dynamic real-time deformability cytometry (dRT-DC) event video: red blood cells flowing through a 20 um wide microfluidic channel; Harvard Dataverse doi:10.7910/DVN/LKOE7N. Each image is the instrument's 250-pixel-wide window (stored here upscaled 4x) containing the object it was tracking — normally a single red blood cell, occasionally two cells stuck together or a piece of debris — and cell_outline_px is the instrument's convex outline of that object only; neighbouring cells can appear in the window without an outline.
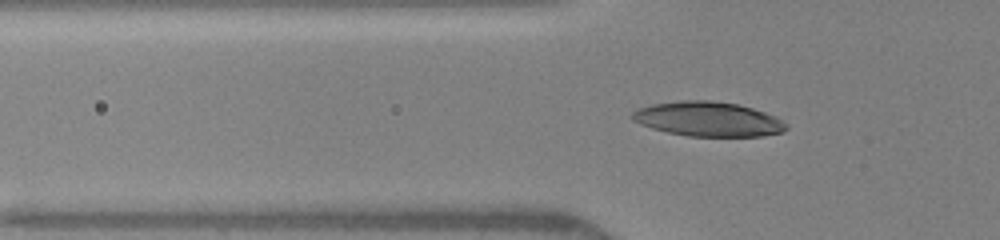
{"species": "human", "species_latin": "Homo sapiens", "temperature_condition": "warm", "stored_images_in_passage": 14, "camera_frame_rate_fps": 3000, "um_per_image_px": 0.085, "donor": {"sex": "female"}, "frame": {"image": 1, "passage_image": 8, "time_ms": 2.333, "image_size_px": [1000, 240], "cell_outline_px": [[788, 128], [784, 132], [764, 136], [688, 136], [668, 132], [652, 128], [640, 124], [632, 120], [628, 116], [632, 112], [640, 108], [652, 104], [680, 100], [712, 100], [740, 104], [776, 116], [788, 124]], "centroid_in_image_um": [60.21, 10.12], "position_along_channel_um": 65.6, "area_um2": 31.33}}
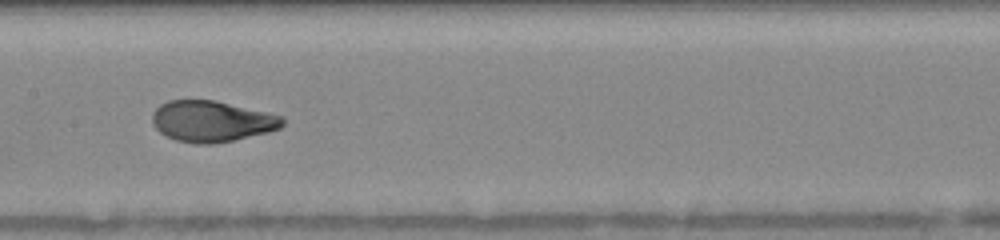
{"frame": {"image": 2, "passage_image": 12, "time_ms": 5.333, "image_size_px": [1000, 240], "cell_outline_px": [[284, 124], [280, 128], [268, 132], [232, 140], [212, 144], [196, 144], [176, 140], [160, 132], [152, 124], [152, 112], [160, 104], [168, 100], [212, 100], [268, 112], [284, 116]], "centroid_in_image_um": [17.99, 10.3], "position_along_channel_um": 189.4, "area_um2": 31.1}}
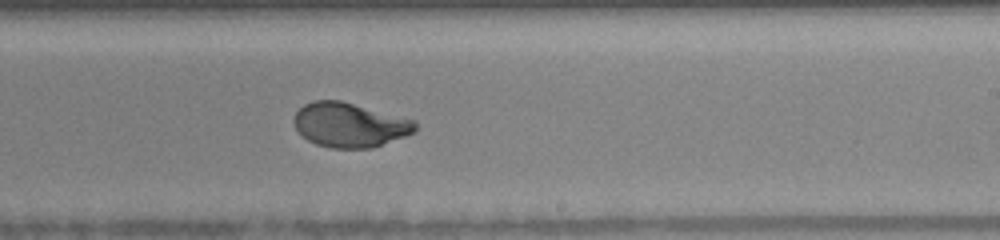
{"frame": {"image": 3, "passage_image": 14, "time_ms": 7.0, "image_size_px": [1000, 240], "cell_outline_px": [[416, 132], [372, 148], [332, 148], [316, 144], [308, 140], [296, 128], [292, 120], [296, 112], [304, 104], [312, 100], [340, 100], [416, 120]], "centroid_in_image_um": [29.73, 10.61], "position_along_channel_um": 259.3, "area_um2": 31.44}}